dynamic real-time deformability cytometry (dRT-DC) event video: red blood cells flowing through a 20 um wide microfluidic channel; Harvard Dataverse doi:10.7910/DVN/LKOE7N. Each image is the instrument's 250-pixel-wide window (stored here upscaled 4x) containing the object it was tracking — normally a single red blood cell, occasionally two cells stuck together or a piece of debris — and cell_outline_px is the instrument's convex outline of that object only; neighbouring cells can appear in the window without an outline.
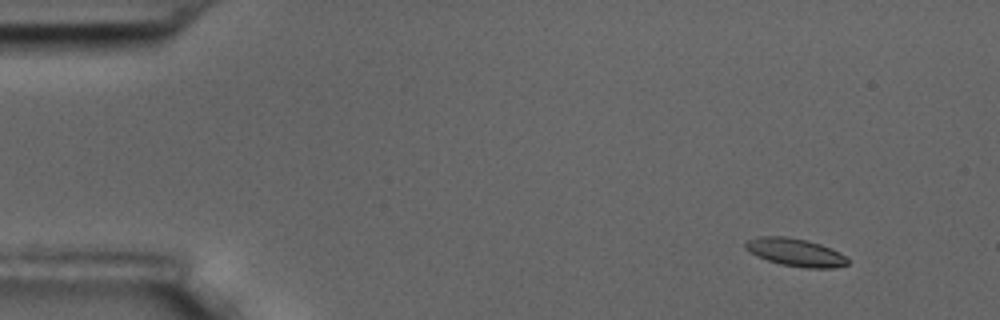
{"species": "common noctule bat (a hibernating species)", "species_latin": "Nyctalus noctula", "temperature_condition": "room temperature", "stored_images_in_passage": 2, "camera_frame_rate_fps": 3000, "um_per_image_px": 0.085, "animal": {"sex": "male", "body_mass_g": 17.5, "forearm_length_mm": 52.3}, "frame": {"image": 1, "passage_image": 1, "time_ms": 0.0, "image_size_px": [1000, 320], "cell_outline_px": [[848, 264], [832, 268], [808, 268], [780, 264], [756, 256], [744, 248], [744, 244], [748, 240], [756, 236], [784, 236], [808, 240], [832, 248], [840, 252], [848, 260]], "centroid_in_image_um": [67.59, 21.43], "position_along_channel_um": 17.4, "area_um2": 16.65}}